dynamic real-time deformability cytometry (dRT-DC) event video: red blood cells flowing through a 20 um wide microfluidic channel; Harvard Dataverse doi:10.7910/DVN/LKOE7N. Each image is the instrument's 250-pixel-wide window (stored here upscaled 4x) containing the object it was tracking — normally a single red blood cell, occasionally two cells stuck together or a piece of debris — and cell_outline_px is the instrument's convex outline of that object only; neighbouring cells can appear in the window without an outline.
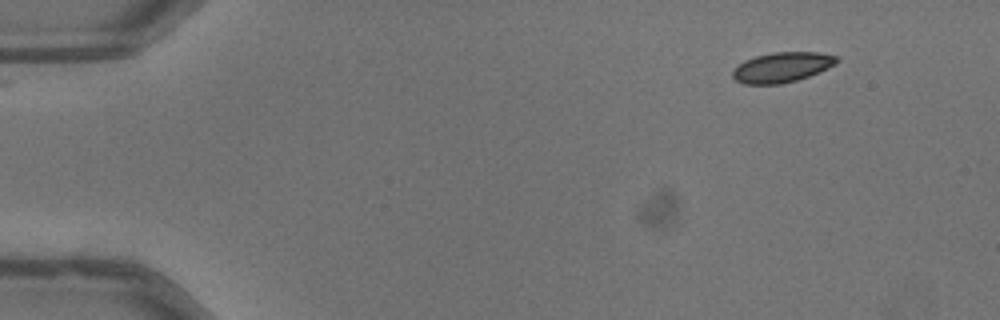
{"species": "common noctule bat (a hibernating species)", "species_latin": "Nyctalus noctula", "temperature_condition": "warm", "stored_images_in_passage": 47, "camera_frame_rate_fps": 3000, "um_per_image_px": 0.085, "animal": {"sex": "male", "body_mass_g": 13.3}, "frame": {"image": 1, "passage_image": 1, "time_ms": 0.0, "image_size_px": [1000, 320], "cell_outline_px": [[840, 60], [836, 64], [828, 68], [808, 76], [796, 80], [780, 84], [744, 84], [736, 80], [732, 76], [732, 68], [744, 60], [756, 56], [772, 52], [820, 52], [836, 56]], "centroid_in_image_um": [66.45, 5.71], "position_along_channel_um": 18.6, "area_um2": 18.32}}
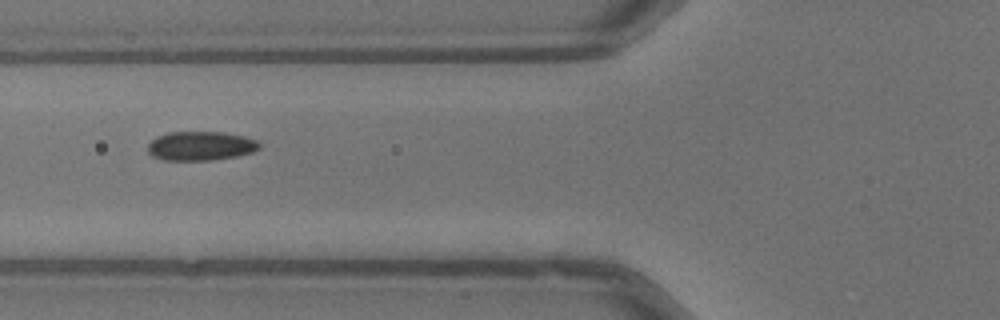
{"frame": {"image": 2, "passage_image": 16, "time_ms": 5.0, "image_size_px": [1000, 320], "cell_outline_px": [[260, 148], [252, 152], [236, 156], [212, 160], [160, 160], [152, 156], [148, 152], [148, 144], [156, 136], [168, 132], [224, 132], [244, 136], [256, 140], [260, 144]], "centroid_in_image_um": [17.03, 12.4], "position_along_channel_um": 108.8, "area_um2": 19.02}}
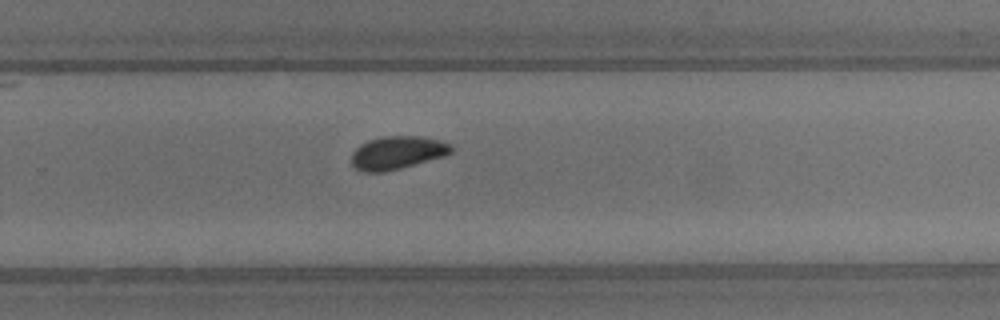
{"frame": {"image": 3, "passage_image": 30, "time_ms": 9.667, "image_size_px": [1000, 320], "cell_outline_px": [[452, 152], [444, 156], [400, 168], [384, 172], [360, 172], [352, 164], [352, 152], [360, 144], [368, 140], [380, 136], [420, 136], [440, 140], [452, 144]], "centroid_in_image_um": [33.75, 12.97], "position_along_channel_um": 296.0, "area_um2": 19.31}, "authors_computed_cell_mechanics": {"area_um2": 18.8428, "velocity_mm_per_s": 4.0206, "shape_relaxation_time_tau1_ms": 4.696, "shape_relaxation_time_tau2_ms": null, "deformation_change_tau1": 0.0932, "deformation_change_tau2": null}}